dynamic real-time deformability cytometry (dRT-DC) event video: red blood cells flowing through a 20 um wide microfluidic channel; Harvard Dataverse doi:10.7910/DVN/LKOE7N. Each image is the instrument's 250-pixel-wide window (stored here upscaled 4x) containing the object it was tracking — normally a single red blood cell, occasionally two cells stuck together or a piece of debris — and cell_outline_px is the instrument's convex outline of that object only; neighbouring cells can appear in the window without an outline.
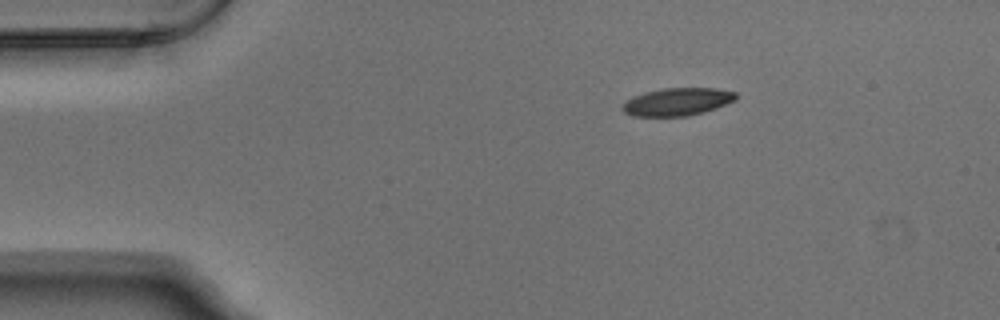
{"species": "Egyptian fruit bat (a non-hibernating species)", "species_latin": "Rousettus aegyptiacus", "temperature_condition": "warm", "stored_images_in_passage": 2, "camera_frame_rate_fps": 3000, "um_per_image_px": 0.085, "animal": {"sex": "male"}, "frame": {"image": 1, "passage_image": 1, "time_ms": 0.0, "image_size_px": [1000, 320], "cell_outline_px": [[736, 100], [716, 108], [704, 112], [688, 116], [632, 116], [624, 112], [620, 108], [632, 96], [644, 92], [660, 88], [716, 88], [736, 92]], "centroid_in_image_um": [57.56, 8.65], "position_along_channel_um": 27.4, "area_um2": 18.44}}